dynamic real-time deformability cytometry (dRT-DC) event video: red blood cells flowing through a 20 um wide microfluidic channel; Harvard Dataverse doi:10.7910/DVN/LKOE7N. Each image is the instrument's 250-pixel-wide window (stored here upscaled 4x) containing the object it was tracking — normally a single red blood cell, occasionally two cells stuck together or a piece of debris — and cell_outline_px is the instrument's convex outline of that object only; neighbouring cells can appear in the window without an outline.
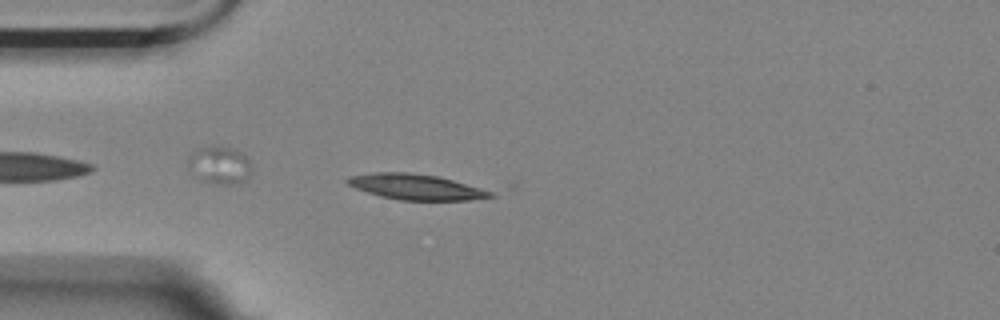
{"species": "Egyptian fruit bat (a non-hibernating species)", "species_latin": "Rousettus aegyptiacus", "temperature_condition": "room temperature", "stored_images_in_passage": 41, "camera_frame_rate_fps": 3000, "um_per_image_px": 0.085, "animal": {"sex": "female"}, "frame": {"image": 1, "passage_image": 4, "time_ms": 1.0, "image_size_px": [1000, 320], "cell_outline_px": [[496, 196], [468, 200], [400, 200], [380, 196], [356, 188], [348, 184], [344, 180], [348, 176], [376, 172], [408, 172], [436, 176], [452, 180], [480, 188], [492, 192]], "centroid_in_image_um": [35.31, 15.88], "position_along_channel_um": 49.7, "area_um2": 21.04}}
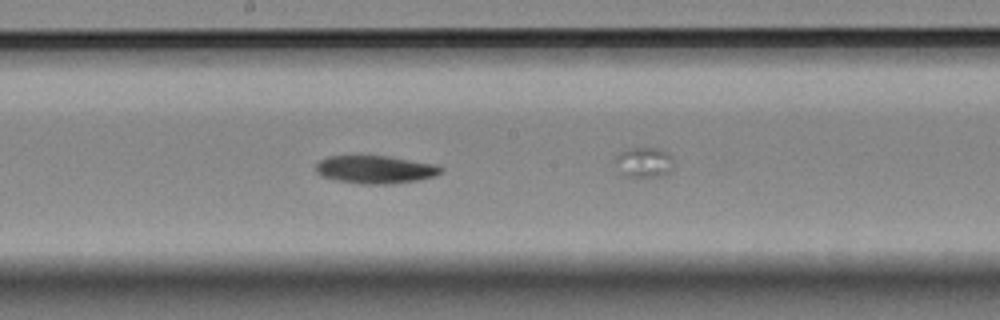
{"frame": {"image": 2, "passage_image": 19, "time_ms": 6.0, "image_size_px": [1000, 320], "cell_outline_px": [[444, 168], [436, 176], [420, 180], [384, 184], [360, 184], [336, 180], [320, 176], [316, 172], [316, 164], [320, 160], [328, 156], [388, 156], [436, 164]], "centroid_in_image_um": [31.9, 14.41], "position_along_channel_um": 216.3, "area_um2": 20.4}}
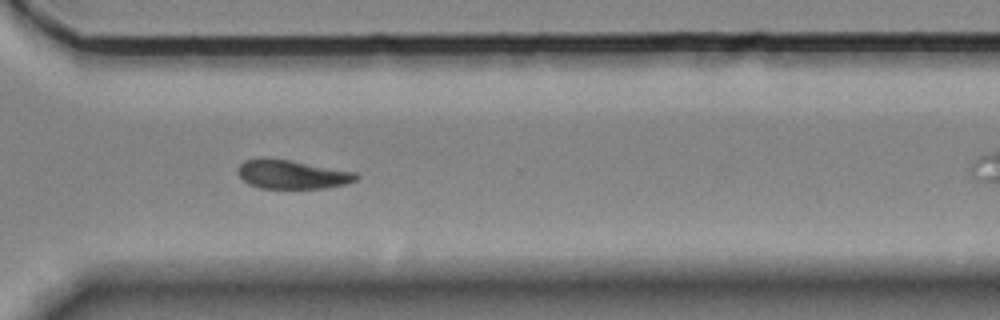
{"frame": {"image": 3, "passage_image": 30, "time_ms": 9.667, "image_size_px": [1000, 320], "cell_outline_px": [[360, 176], [356, 180], [344, 184], [328, 188], [260, 188], [248, 184], [236, 172], [236, 168], [244, 160], [264, 156], [288, 160], [356, 172]], "centroid_in_image_um": [24.77, 14.81], "position_along_channel_um": 345.8, "area_um2": 20.06}, "authors_computed_cell_mechanics": {"area_um2": 20.519, "velocity_mm_per_s": 3.5304, "shape_relaxation_time_tau1_ms": 5.0611, "shape_relaxation_time_tau2_ms": null, "deformation_change_tau1": 0.1296, "deformation_change_tau2": null}}